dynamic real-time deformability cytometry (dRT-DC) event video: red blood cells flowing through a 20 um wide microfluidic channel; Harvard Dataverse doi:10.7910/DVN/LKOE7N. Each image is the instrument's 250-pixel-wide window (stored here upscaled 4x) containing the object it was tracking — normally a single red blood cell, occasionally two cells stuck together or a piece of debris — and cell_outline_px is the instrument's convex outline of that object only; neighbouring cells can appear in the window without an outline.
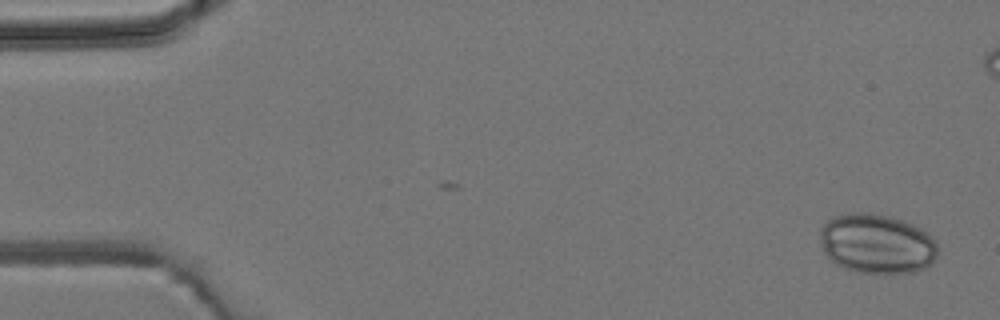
{"species": "common noctule bat (a hibernating species)", "species_latin": "Nyctalus noctula", "temperature_condition": "room temperature", "stored_images_in_passage": 2, "camera_frame_rate_fps": 3000, "um_per_image_px": 0.085, "animal": {"sex": "male", "body_mass_g": 19.2, "forearm_length_mm": 51.8}, "frame": {"image": 1, "passage_image": 2, "time_ms": 1.0, "image_size_px": [1000, 320], "cell_outline_px": [[936, 260], [924, 268], [916, 272], [856, 272], [844, 268], [836, 264], [824, 252], [820, 240], [820, 228], [828, 220], [836, 216], [852, 212], [872, 212], [892, 216], [904, 220], [928, 232], [936, 240]], "centroid_in_image_um": [74.54, 20.69], "position_along_channel_um": 10.5, "area_um2": 41.1}}